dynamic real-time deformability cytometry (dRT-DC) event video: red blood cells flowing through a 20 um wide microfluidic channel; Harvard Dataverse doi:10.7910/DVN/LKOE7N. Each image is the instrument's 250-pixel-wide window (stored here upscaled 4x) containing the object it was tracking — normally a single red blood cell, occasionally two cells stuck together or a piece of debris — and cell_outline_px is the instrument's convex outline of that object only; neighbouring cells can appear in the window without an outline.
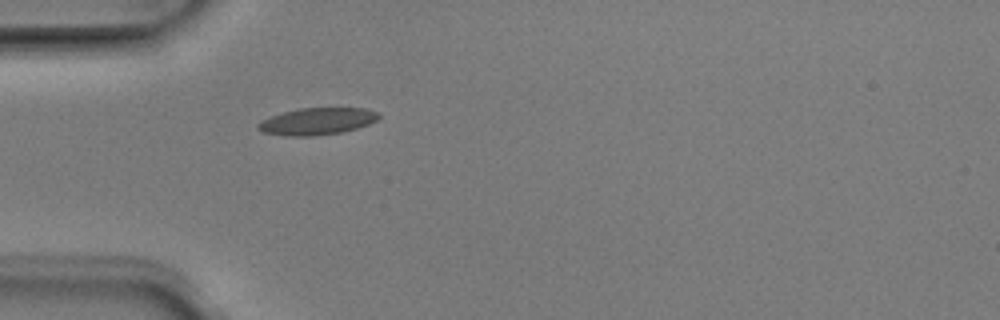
{"species": "Egyptian fruit bat (a non-hibernating species)", "species_latin": "Rousettus aegyptiacus", "temperature_condition": "room temperature", "stored_images_in_passage": 4, "camera_frame_rate_fps": 3000, "um_per_image_px": 0.085, "animal": {"sex": "male"}, "frame": {"image": 1, "passage_image": 4, "time_ms": 1.0, "image_size_px": [1000, 320], "cell_outline_px": [[380, 116], [376, 120], [368, 124], [356, 128], [340, 132], [312, 136], [284, 136], [264, 132], [256, 128], [256, 124], [260, 120], [284, 112], [300, 108], [364, 108], [376, 112]], "centroid_in_image_um": [26.9, 10.31], "position_along_channel_um": 58.1, "area_um2": 18.79}}